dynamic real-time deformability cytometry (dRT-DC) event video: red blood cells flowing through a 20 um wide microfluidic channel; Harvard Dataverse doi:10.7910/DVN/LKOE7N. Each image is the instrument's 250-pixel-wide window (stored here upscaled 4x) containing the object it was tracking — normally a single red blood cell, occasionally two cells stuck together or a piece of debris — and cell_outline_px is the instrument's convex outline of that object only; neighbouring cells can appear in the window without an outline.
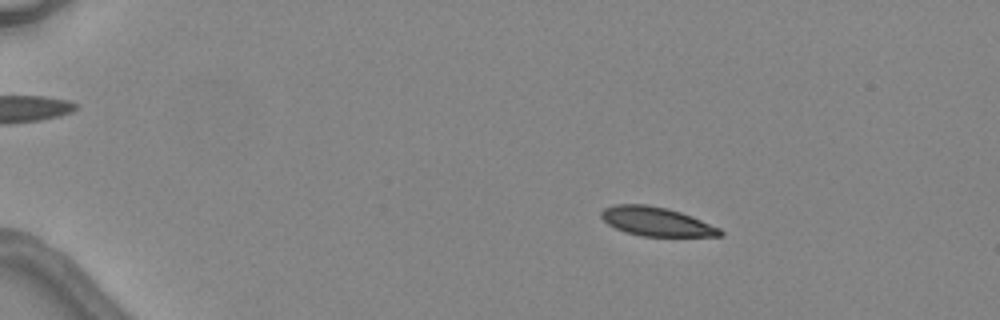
{"species": "common noctule bat (a hibernating species)", "species_latin": "Nyctalus noctula", "temperature_condition": "warm", "stored_images_in_passage": 5, "camera_frame_rate_fps": 3000, "um_per_image_px": 0.085, "animal": {"sex": "female", "body_mass_g": 24.6, "forearm_length_mm": 56.2}, "frame": {"image": 1, "passage_image": 3, "time_ms": 2.333, "image_size_px": [1000, 320], "cell_outline_px": [[724, 236], [640, 236], [624, 232], [608, 224], [600, 216], [600, 212], [604, 208], [616, 204], [644, 204], [668, 208], [692, 216], [720, 228], [724, 232]], "centroid_in_image_um": [55.79, 18.83], "position_along_channel_um": 29.2, "area_um2": 20.11}}
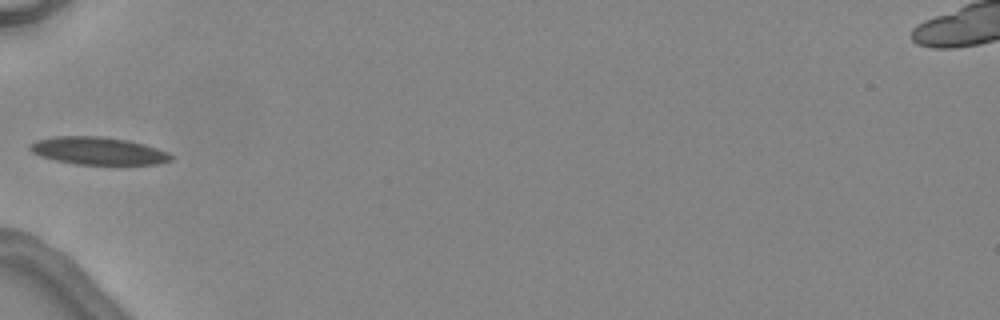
{"frame": {"image": 2, "passage_image": 5, "time_ms": 5.667, "image_size_px": [1000, 320], "cell_outline_px": [[172, 160], [156, 164], [76, 164], [56, 160], [40, 156], [32, 152], [28, 148], [28, 144], [36, 140], [52, 136], [104, 136], [128, 140], [144, 144], [168, 152], [172, 156]], "centroid_in_image_um": [8.3, 12.81], "position_along_channel_um": 76.7, "area_um2": 22.72}}